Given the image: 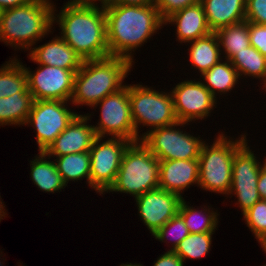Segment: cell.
Masks as SVG:
<instances>
[{
	"mask_svg": "<svg viewBox=\"0 0 266 266\" xmlns=\"http://www.w3.org/2000/svg\"><path fill=\"white\" fill-rule=\"evenodd\" d=\"M103 4L110 56L126 58L135 65V51L159 34L165 20L155 5H123L111 0Z\"/></svg>",
	"mask_w": 266,
	"mask_h": 266,
	"instance_id": "6da1fadb",
	"label": "cell"
},
{
	"mask_svg": "<svg viewBox=\"0 0 266 266\" xmlns=\"http://www.w3.org/2000/svg\"><path fill=\"white\" fill-rule=\"evenodd\" d=\"M53 9V27L60 37L85 60L110 56L107 44L106 15L101 3H63Z\"/></svg>",
	"mask_w": 266,
	"mask_h": 266,
	"instance_id": "7a4b0ae2",
	"label": "cell"
},
{
	"mask_svg": "<svg viewBox=\"0 0 266 266\" xmlns=\"http://www.w3.org/2000/svg\"><path fill=\"white\" fill-rule=\"evenodd\" d=\"M134 66L128 59L115 56L83 61L74 77L70 102L77 108L83 105L92 109L107 95L126 85L124 80Z\"/></svg>",
	"mask_w": 266,
	"mask_h": 266,
	"instance_id": "3957f363",
	"label": "cell"
},
{
	"mask_svg": "<svg viewBox=\"0 0 266 266\" xmlns=\"http://www.w3.org/2000/svg\"><path fill=\"white\" fill-rule=\"evenodd\" d=\"M52 0H33L28 4L2 11L0 42L15 51H29L53 34Z\"/></svg>",
	"mask_w": 266,
	"mask_h": 266,
	"instance_id": "277c9868",
	"label": "cell"
},
{
	"mask_svg": "<svg viewBox=\"0 0 266 266\" xmlns=\"http://www.w3.org/2000/svg\"><path fill=\"white\" fill-rule=\"evenodd\" d=\"M217 134L212 144L205 141L201 148L198 158V188L226 197L232 185V163L235 152L248 140V134L243 132L237 138L227 135L223 130Z\"/></svg>",
	"mask_w": 266,
	"mask_h": 266,
	"instance_id": "5b68a950",
	"label": "cell"
},
{
	"mask_svg": "<svg viewBox=\"0 0 266 266\" xmlns=\"http://www.w3.org/2000/svg\"><path fill=\"white\" fill-rule=\"evenodd\" d=\"M159 188V159L139 140L131 142L122 157L116 179L108 192L133 198Z\"/></svg>",
	"mask_w": 266,
	"mask_h": 266,
	"instance_id": "8992f818",
	"label": "cell"
},
{
	"mask_svg": "<svg viewBox=\"0 0 266 266\" xmlns=\"http://www.w3.org/2000/svg\"><path fill=\"white\" fill-rule=\"evenodd\" d=\"M156 90L152 86L129 84L131 115L136 135L141 139L150 130L178 122L170 90ZM143 127L146 132L140 133ZM148 130V131H147Z\"/></svg>",
	"mask_w": 266,
	"mask_h": 266,
	"instance_id": "52a82bcc",
	"label": "cell"
},
{
	"mask_svg": "<svg viewBox=\"0 0 266 266\" xmlns=\"http://www.w3.org/2000/svg\"><path fill=\"white\" fill-rule=\"evenodd\" d=\"M187 125L190 123L178 121L169 126L150 130L140 141L159 160L198 159L206 140L199 135L195 136L193 131L189 133L182 129Z\"/></svg>",
	"mask_w": 266,
	"mask_h": 266,
	"instance_id": "ba28073f",
	"label": "cell"
},
{
	"mask_svg": "<svg viewBox=\"0 0 266 266\" xmlns=\"http://www.w3.org/2000/svg\"><path fill=\"white\" fill-rule=\"evenodd\" d=\"M99 107V108H98ZM92 110L98 108V122L93 124L97 137L123 138L131 142L139 141L131 115L129 83L118 92L107 95Z\"/></svg>",
	"mask_w": 266,
	"mask_h": 266,
	"instance_id": "9c48e42d",
	"label": "cell"
},
{
	"mask_svg": "<svg viewBox=\"0 0 266 266\" xmlns=\"http://www.w3.org/2000/svg\"><path fill=\"white\" fill-rule=\"evenodd\" d=\"M70 104L72 105L70 101L34 100L25 125L35 130L38 152H45L56 137L80 114L71 109Z\"/></svg>",
	"mask_w": 266,
	"mask_h": 266,
	"instance_id": "30bf717a",
	"label": "cell"
},
{
	"mask_svg": "<svg viewBox=\"0 0 266 266\" xmlns=\"http://www.w3.org/2000/svg\"><path fill=\"white\" fill-rule=\"evenodd\" d=\"M248 141L250 140H247L235 152L232 163V185L226 196L227 198L235 197V207L237 206L242 214L261 200L257 182L262 164L266 161L265 156L262 162L259 160L260 157L256 156L253 149H250Z\"/></svg>",
	"mask_w": 266,
	"mask_h": 266,
	"instance_id": "8fae6325",
	"label": "cell"
},
{
	"mask_svg": "<svg viewBox=\"0 0 266 266\" xmlns=\"http://www.w3.org/2000/svg\"><path fill=\"white\" fill-rule=\"evenodd\" d=\"M107 139V140H106ZM131 141L123 138L97 137L90 153V188L99 195L111 187Z\"/></svg>",
	"mask_w": 266,
	"mask_h": 266,
	"instance_id": "7c38bea8",
	"label": "cell"
},
{
	"mask_svg": "<svg viewBox=\"0 0 266 266\" xmlns=\"http://www.w3.org/2000/svg\"><path fill=\"white\" fill-rule=\"evenodd\" d=\"M198 80V81H197ZM173 97L174 112L179 122L196 123L211 116L217 108V102L211 92L199 78L185 79L170 88Z\"/></svg>",
	"mask_w": 266,
	"mask_h": 266,
	"instance_id": "4fadbf2b",
	"label": "cell"
},
{
	"mask_svg": "<svg viewBox=\"0 0 266 266\" xmlns=\"http://www.w3.org/2000/svg\"><path fill=\"white\" fill-rule=\"evenodd\" d=\"M37 65V70H32L23 64L28 78V90L33 99L70 101L73 94L74 77L78 71Z\"/></svg>",
	"mask_w": 266,
	"mask_h": 266,
	"instance_id": "5bb4252c",
	"label": "cell"
},
{
	"mask_svg": "<svg viewBox=\"0 0 266 266\" xmlns=\"http://www.w3.org/2000/svg\"><path fill=\"white\" fill-rule=\"evenodd\" d=\"M182 200L180 195L160 188L147 191L134 198L138 218L151 235L178 214Z\"/></svg>",
	"mask_w": 266,
	"mask_h": 266,
	"instance_id": "9a60e30c",
	"label": "cell"
},
{
	"mask_svg": "<svg viewBox=\"0 0 266 266\" xmlns=\"http://www.w3.org/2000/svg\"><path fill=\"white\" fill-rule=\"evenodd\" d=\"M95 116L86 113L78 114L49 146L45 153L49 157L89 151L97 138L91 120ZM90 123V124H89Z\"/></svg>",
	"mask_w": 266,
	"mask_h": 266,
	"instance_id": "2e32d148",
	"label": "cell"
},
{
	"mask_svg": "<svg viewBox=\"0 0 266 266\" xmlns=\"http://www.w3.org/2000/svg\"><path fill=\"white\" fill-rule=\"evenodd\" d=\"M199 161L191 160H159V188L174 192L182 198L184 191L191 186L198 187Z\"/></svg>",
	"mask_w": 266,
	"mask_h": 266,
	"instance_id": "e0dca14e",
	"label": "cell"
},
{
	"mask_svg": "<svg viewBox=\"0 0 266 266\" xmlns=\"http://www.w3.org/2000/svg\"><path fill=\"white\" fill-rule=\"evenodd\" d=\"M48 42L33 46L27 57L35 64L55 66L70 71H78L83 63L82 58L58 34Z\"/></svg>",
	"mask_w": 266,
	"mask_h": 266,
	"instance_id": "ac0fdd59",
	"label": "cell"
},
{
	"mask_svg": "<svg viewBox=\"0 0 266 266\" xmlns=\"http://www.w3.org/2000/svg\"><path fill=\"white\" fill-rule=\"evenodd\" d=\"M164 25L174 26L176 41L185 45L212 32L201 2L172 13L165 19Z\"/></svg>",
	"mask_w": 266,
	"mask_h": 266,
	"instance_id": "d6986e66",
	"label": "cell"
},
{
	"mask_svg": "<svg viewBox=\"0 0 266 266\" xmlns=\"http://www.w3.org/2000/svg\"><path fill=\"white\" fill-rule=\"evenodd\" d=\"M212 32L245 20L246 0H201Z\"/></svg>",
	"mask_w": 266,
	"mask_h": 266,
	"instance_id": "ffe728a7",
	"label": "cell"
},
{
	"mask_svg": "<svg viewBox=\"0 0 266 266\" xmlns=\"http://www.w3.org/2000/svg\"><path fill=\"white\" fill-rule=\"evenodd\" d=\"M50 159L45 152H38L29 161L30 178L40 191L52 194L60 193L68 185L63 182L53 158Z\"/></svg>",
	"mask_w": 266,
	"mask_h": 266,
	"instance_id": "44dd1931",
	"label": "cell"
},
{
	"mask_svg": "<svg viewBox=\"0 0 266 266\" xmlns=\"http://www.w3.org/2000/svg\"><path fill=\"white\" fill-rule=\"evenodd\" d=\"M187 45L189 46L187 49L189 65L191 64V69L198 70V76L223 59L219 40L215 32L188 42Z\"/></svg>",
	"mask_w": 266,
	"mask_h": 266,
	"instance_id": "7402d4cb",
	"label": "cell"
},
{
	"mask_svg": "<svg viewBox=\"0 0 266 266\" xmlns=\"http://www.w3.org/2000/svg\"><path fill=\"white\" fill-rule=\"evenodd\" d=\"M199 78L216 100L222 95L227 94L228 96V93L231 94L232 90H235L236 85L239 88L238 84L241 83L237 70L230 60L226 59H222L209 70L203 72L199 75ZM218 95L219 97H217Z\"/></svg>",
	"mask_w": 266,
	"mask_h": 266,
	"instance_id": "603a6c76",
	"label": "cell"
},
{
	"mask_svg": "<svg viewBox=\"0 0 266 266\" xmlns=\"http://www.w3.org/2000/svg\"><path fill=\"white\" fill-rule=\"evenodd\" d=\"M219 213L211 204L195 208L189 201H185V198L181 201L178 212L190 233L215 232L220 222Z\"/></svg>",
	"mask_w": 266,
	"mask_h": 266,
	"instance_id": "cb8c5ba5",
	"label": "cell"
},
{
	"mask_svg": "<svg viewBox=\"0 0 266 266\" xmlns=\"http://www.w3.org/2000/svg\"><path fill=\"white\" fill-rule=\"evenodd\" d=\"M34 99L30 91L0 98V126H25Z\"/></svg>",
	"mask_w": 266,
	"mask_h": 266,
	"instance_id": "d4e9b609",
	"label": "cell"
},
{
	"mask_svg": "<svg viewBox=\"0 0 266 266\" xmlns=\"http://www.w3.org/2000/svg\"><path fill=\"white\" fill-rule=\"evenodd\" d=\"M50 158H53L57 171L66 185L71 181L78 182L85 179L87 186L90 188L89 151Z\"/></svg>",
	"mask_w": 266,
	"mask_h": 266,
	"instance_id": "484cf974",
	"label": "cell"
},
{
	"mask_svg": "<svg viewBox=\"0 0 266 266\" xmlns=\"http://www.w3.org/2000/svg\"><path fill=\"white\" fill-rule=\"evenodd\" d=\"M215 33L219 40L223 59L231 60L238 52L251 46L249 22L246 20L218 29Z\"/></svg>",
	"mask_w": 266,
	"mask_h": 266,
	"instance_id": "4316f807",
	"label": "cell"
},
{
	"mask_svg": "<svg viewBox=\"0 0 266 266\" xmlns=\"http://www.w3.org/2000/svg\"><path fill=\"white\" fill-rule=\"evenodd\" d=\"M15 56L0 66V98L28 91V78L23 62Z\"/></svg>",
	"mask_w": 266,
	"mask_h": 266,
	"instance_id": "83f0119b",
	"label": "cell"
},
{
	"mask_svg": "<svg viewBox=\"0 0 266 266\" xmlns=\"http://www.w3.org/2000/svg\"><path fill=\"white\" fill-rule=\"evenodd\" d=\"M230 62L237 70L240 80L249 77L262 82L266 78V57L253 46L238 52Z\"/></svg>",
	"mask_w": 266,
	"mask_h": 266,
	"instance_id": "f1b7e54d",
	"label": "cell"
},
{
	"mask_svg": "<svg viewBox=\"0 0 266 266\" xmlns=\"http://www.w3.org/2000/svg\"><path fill=\"white\" fill-rule=\"evenodd\" d=\"M215 232L190 233L185 237L174 252L186 263L187 259L204 258L211 251L212 235Z\"/></svg>",
	"mask_w": 266,
	"mask_h": 266,
	"instance_id": "f546056e",
	"label": "cell"
},
{
	"mask_svg": "<svg viewBox=\"0 0 266 266\" xmlns=\"http://www.w3.org/2000/svg\"><path fill=\"white\" fill-rule=\"evenodd\" d=\"M189 234L190 232L188 227L185 225L183 218L177 214L151 236L161 243H166V245L168 244L167 246L170 247L168 250L174 251L179 243Z\"/></svg>",
	"mask_w": 266,
	"mask_h": 266,
	"instance_id": "4dcf8cb0",
	"label": "cell"
},
{
	"mask_svg": "<svg viewBox=\"0 0 266 266\" xmlns=\"http://www.w3.org/2000/svg\"><path fill=\"white\" fill-rule=\"evenodd\" d=\"M243 215V221L259 241L266 234V200H259Z\"/></svg>",
	"mask_w": 266,
	"mask_h": 266,
	"instance_id": "1f68e13d",
	"label": "cell"
},
{
	"mask_svg": "<svg viewBox=\"0 0 266 266\" xmlns=\"http://www.w3.org/2000/svg\"><path fill=\"white\" fill-rule=\"evenodd\" d=\"M245 20L266 25V0H246Z\"/></svg>",
	"mask_w": 266,
	"mask_h": 266,
	"instance_id": "d6a6232c",
	"label": "cell"
},
{
	"mask_svg": "<svg viewBox=\"0 0 266 266\" xmlns=\"http://www.w3.org/2000/svg\"><path fill=\"white\" fill-rule=\"evenodd\" d=\"M201 0H156L155 6L161 17L165 20L172 13L184 9L187 6L196 4Z\"/></svg>",
	"mask_w": 266,
	"mask_h": 266,
	"instance_id": "836d02e7",
	"label": "cell"
},
{
	"mask_svg": "<svg viewBox=\"0 0 266 266\" xmlns=\"http://www.w3.org/2000/svg\"><path fill=\"white\" fill-rule=\"evenodd\" d=\"M249 41L251 46L266 57V25L249 22Z\"/></svg>",
	"mask_w": 266,
	"mask_h": 266,
	"instance_id": "e575fe53",
	"label": "cell"
},
{
	"mask_svg": "<svg viewBox=\"0 0 266 266\" xmlns=\"http://www.w3.org/2000/svg\"><path fill=\"white\" fill-rule=\"evenodd\" d=\"M153 266H184V261L174 251L167 250L158 256Z\"/></svg>",
	"mask_w": 266,
	"mask_h": 266,
	"instance_id": "d590c367",
	"label": "cell"
},
{
	"mask_svg": "<svg viewBox=\"0 0 266 266\" xmlns=\"http://www.w3.org/2000/svg\"><path fill=\"white\" fill-rule=\"evenodd\" d=\"M257 189L261 200H266V161L262 164L257 182Z\"/></svg>",
	"mask_w": 266,
	"mask_h": 266,
	"instance_id": "8d00e7d4",
	"label": "cell"
},
{
	"mask_svg": "<svg viewBox=\"0 0 266 266\" xmlns=\"http://www.w3.org/2000/svg\"><path fill=\"white\" fill-rule=\"evenodd\" d=\"M33 0H0V8L2 10L15 8L30 3Z\"/></svg>",
	"mask_w": 266,
	"mask_h": 266,
	"instance_id": "74e56055",
	"label": "cell"
},
{
	"mask_svg": "<svg viewBox=\"0 0 266 266\" xmlns=\"http://www.w3.org/2000/svg\"><path fill=\"white\" fill-rule=\"evenodd\" d=\"M115 4L123 5H155L156 0H111Z\"/></svg>",
	"mask_w": 266,
	"mask_h": 266,
	"instance_id": "f35d334b",
	"label": "cell"
},
{
	"mask_svg": "<svg viewBox=\"0 0 266 266\" xmlns=\"http://www.w3.org/2000/svg\"><path fill=\"white\" fill-rule=\"evenodd\" d=\"M4 203L5 202H3L0 194V222L1 220H4L5 217H7L6 215H8L7 210L5 208L6 205Z\"/></svg>",
	"mask_w": 266,
	"mask_h": 266,
	"instance_id": "ab89813d",
	"label": "cell"
},
{
	"mask_svg": "<svg viewBox=\"0 0 266 266\" xmlns=\"http://www.w3.org/2000/svg\"><path fill=\"white\" fill-rule=\"evenodd\" d=\"M97 1H98V3H101L104 0H68L65 3H73V4H78V3H97Z\"/></svg>",
	"mask_w": 266,
	"mask_h": 266,
	"instance_id": "60d3db41",
	"label": "cell"
},
{
	"mask_svg": "<svg viewBox=\"0 0 266 266\" xmlns=\"http://www.w3.org/2000/svg\"><path fill=\"white\" fill-rule=\"evenodd\" d=\"M262 251L266 254V234L258 241Z\"/></svg>",
	"mask_w": 266,
	"mask_h": 266,
	"instance_id": "b9f144b4",
	"label": "cell"
},
{
	"mask_svg": "<svg viewBox=\"0 0 266 266\" xmlns=\"http://www.w3.org/2000/svg\"><path fill=\"white\" fill-rule=\"evenodd\" d=\"M120 266H143V264H141V263H129V262H127V263H122V264H120Z\"/></svg>",
	"mask_w": 266,
	"mask_h": 266,
	"instance_id": "7bdbcfd3",
	"label": "cell"
},
{
	"mask_svg": "<svg viewBox=\"0 0 266 266\" xmlns=\"http://www.w3.org/2000/svg\"><path fill=\"white\" fill-rule=\"evenodd\" d=\"M0 252H1L0 253V266H4V264H5L4 260H6V259H5V257L1 258V257H3V252H2V250ZM1 259H3V260L1 261Z\"/></svg>",
	"mask_w": 266,
	"mask_h": 266,
	"instance_id": "ee69618b",
	"label": "cell"
},
{
	"mask_svg": "<svg viewBox=\"0 0 266 266\" xmlns=\"http://www.w3.org/2000/svg\"><path fill=\"white\" fill-rule=\"evenodd\" d=\"M263 84V85H262ZM260 85H261V89L262 90H265V93H266V78L262 81V83H260Z\"/></svg>",
	"mask_w": 266,
	"mask_h": 266,
	"instance_id": "f6af8a7d",
	"label": "cell"
},
{
	"mask_svg": "<svg viewBox=\"0 0 266 266\" xmlns=\"http://www.w3.org/2000/svg\"><path fill=\"white\" fill-rule=\"evenodd\" d=\"M2 11H3V10L0 8V21H1Z\"/></svg>",
	"mask_w": 266,
	"mask_h": 266,
	"instance_id": "bcb514c9",
	"label": "cell"
}]
</instances>
